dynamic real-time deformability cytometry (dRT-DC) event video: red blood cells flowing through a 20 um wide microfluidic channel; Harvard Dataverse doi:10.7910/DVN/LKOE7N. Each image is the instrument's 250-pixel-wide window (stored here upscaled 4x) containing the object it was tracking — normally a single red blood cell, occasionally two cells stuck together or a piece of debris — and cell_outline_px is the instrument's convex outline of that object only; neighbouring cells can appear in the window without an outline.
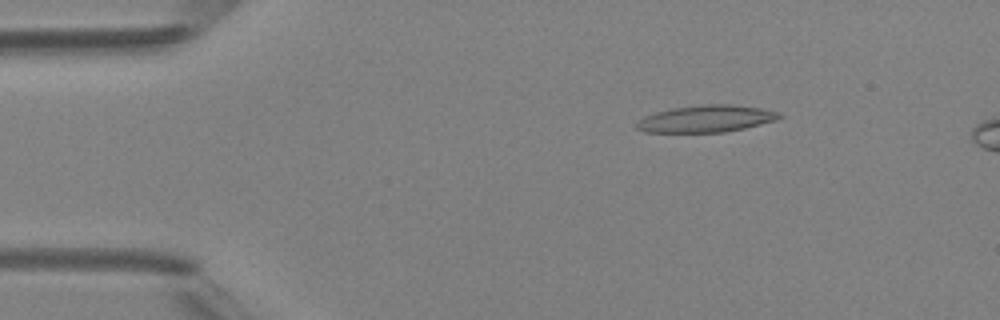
{"species": "Egyptian fruit bat (a non-hibernating species)", "species_latin": "Rousettus aegyptiacus", "temperature_condition": "room temperature", "stored_images_in_passage": 5, "segment_of_instrument_passage": [1, 2], "camera_frame_rate_fps": 3000, "um_per_image_px": 0.085, "animal": {"sex": "female"}, "frame": {"image": 1, "passage_image": 2, "time_ms": 1.0, "image_size_px": [1000, 320], "cell_outline_px": [[784, 116], [776, 120], [744, 128], [724, 132], [644, 132], [636, 128], [636, 124], [644, 116], [656, 112], [672, 108], [704, 104], [728, 104], [760, 108], [780, 112]], "centroid_in_image_um": [60.03, 10.09], "position_along_channel_um": 25.0, "area_um2": 22.31}}